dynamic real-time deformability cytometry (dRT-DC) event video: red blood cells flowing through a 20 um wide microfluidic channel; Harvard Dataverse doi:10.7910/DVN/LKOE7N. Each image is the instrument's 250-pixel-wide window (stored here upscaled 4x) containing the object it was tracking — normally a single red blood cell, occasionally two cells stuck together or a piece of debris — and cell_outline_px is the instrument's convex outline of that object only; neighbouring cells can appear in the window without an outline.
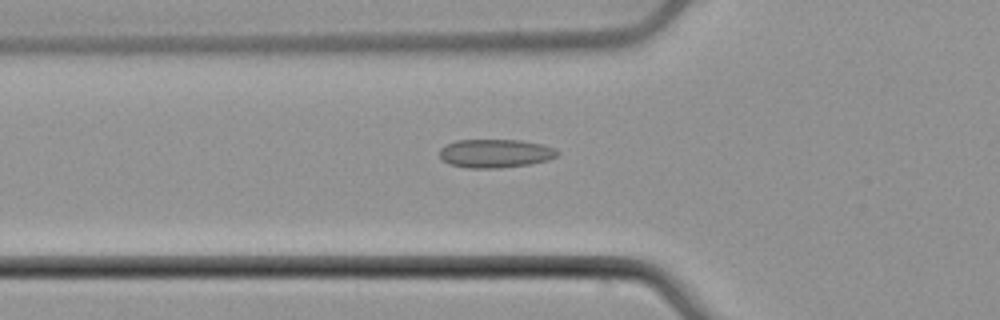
{"species": "common noctule bat (a hibernating species)", "species_latin": "Nyctalus noctula", "temperature_condition": "cold", "stored_images_in_passage": 52, "camera_frame_rate_fps": 3000, "um_per_image_px": 0.085, "animal": {"sex": "male", "body_mass_g": 21.5, "forearm_length_mm": 52.0}, "frame": {"image": 1, "passage_image": 18, "time_ms": 5.667, "image_size_px": [1000, 320], "cell_outline_px": [[560, 152], [556, 156], [548, 160], [532, 164], [500, 168], [468, 168], [448, 164], [440, 156], [440, 148], [444, 144], [456, 140], [520, 140], [540, 144], [556, 148]], "centroid_in_image_um": [42.1, 13.04], "position_along_channel_um": 83.7, "area_um2": 19.77}}
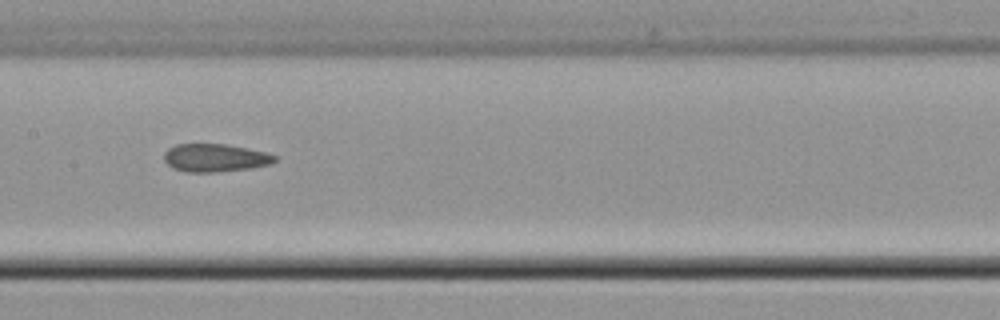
{"frame": {"image": 2, "passage_image": 26, "time_ms": 8.333, "image_size_px": [1000, 320], "cell_outline_px": [[276, 160], [268, 164], [252, 168], [216, 172], [184, 172], [172, 168], [164, 160], [164, 152], [168, 148], [176, 144], [228, 144], [264, 152], [276, 156]], "centroid_in_image_um": [18.23, 13.42], "position_along_channel_um": 189.2, "area_um2": 18.03}}
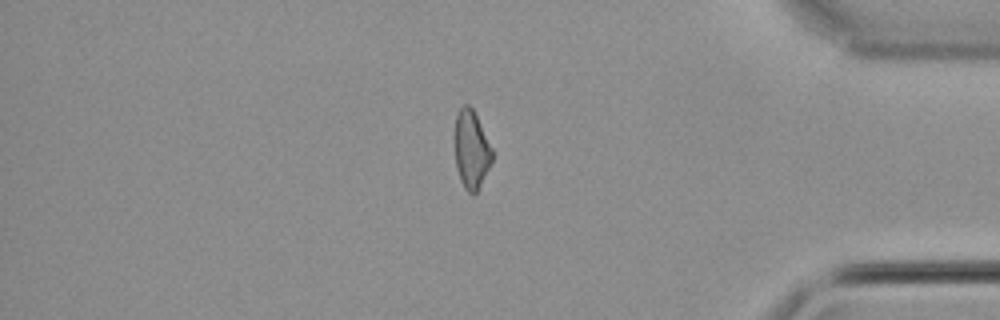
{"frame": {"image": 3, "passage_image": 44, "time_ms": 14.333, "image_size_px": [1000, 320], "cell_outline_px": [[492, 160], [476, 192], [468, 192], [464, 188], [460, 180], [456, 164], [452, 136], [456, 116], [460, 108], [464, 104], [468, 104], [472, 108], [492, 148]], "centroid_in_image_um": [40.01, 12.66], "position_along_channel_um": 395.2, "area_um2": 17.05}, "authors_computed_cell_mechanics": {"area_um2": 18.3804, "velocity_mm_per_s": 3.9392, "shape_relaxation_time_tau1_ms": null, "shape_relaxation_time_tau2_ms": 5.8388, "deformation_change_tau1": null, "deformation_change_tau2": 0.1565}}